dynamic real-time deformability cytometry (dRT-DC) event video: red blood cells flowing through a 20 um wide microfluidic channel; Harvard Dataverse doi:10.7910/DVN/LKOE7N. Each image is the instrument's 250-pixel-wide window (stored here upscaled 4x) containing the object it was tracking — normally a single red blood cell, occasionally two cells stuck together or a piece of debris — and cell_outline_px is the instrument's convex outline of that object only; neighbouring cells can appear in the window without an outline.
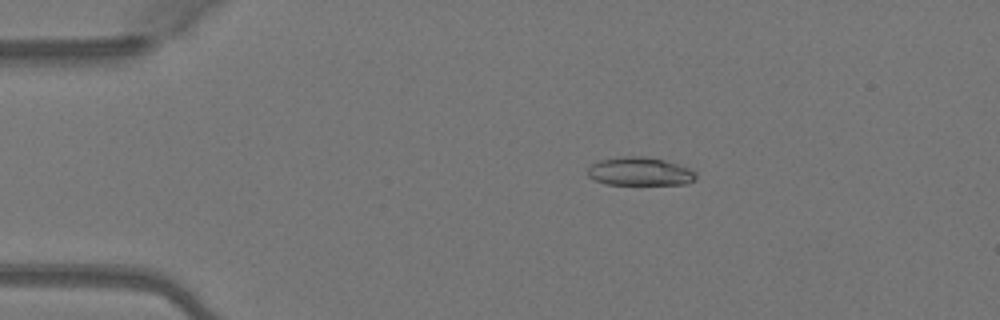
{"species": "Egyptian fruit bat (a non-hibernating species)", "species_latin": "Rousettus aegyptiacus", "temperature_condition": "warm", "stored_images_in_passage": 45, "camera_frame_rate_fps": 3000, "um_per_image_px": 0.085, "animal": {"sex": "female"}, "frame": {"image": 1, "passage_image": 5, "time_ms": 1.333, "image_size_px": [1000, 320], "cell_outline_px": [[696, 180], [688, 184], [608, 184], [596, 180], [588, 176], [588, 168], [592, 164], [600, 160], [624, 156], [644, 156], [664, 160], [692, 168], [696, 172]], "centroid_in_image_um": [54.45, 14.57], "position_along_channel_um": 30.6, "area_um2": 17.92}}
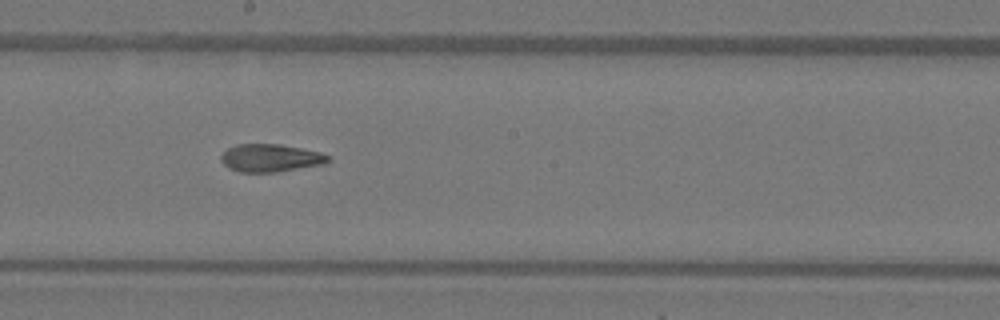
{"frame": {"image": 2, "passage_image": 23, "time_ms": 7.333, "image_size_px": [1000, 320], "cell_outline_px": [[332, 160], [324, 164], [276, 172], [240, 172], [228, 168], [220, 160], [220, 156], [228, 148], [236, 144], [280, 144], [320, 152], [328, 156]], "centroid_in_image_um": [22.98, 13.43], "position_along_channel_um": 225.2, "area_um2": 17.34}}
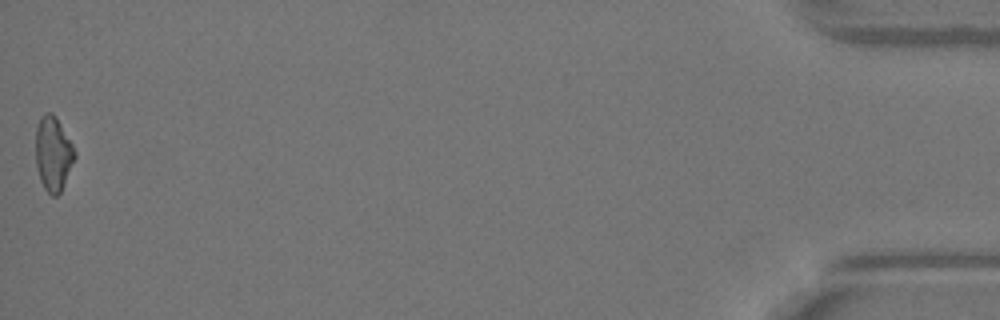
{"frame": {"image": 3, "passage_image": 45, "time_ms": 14.667, "image_size_px": [1000, 320], "cell_outline_px": [[76, 156], [60, 192], [56, 196], [52, 196], [44, 188], [40, 180], [36, 164], [36, 128], [40, 116], [44, 112], [52, 112], [56, 116], [72, 144], [76, 152]], "centroid_in_image_um": [4.51, 13.03], "position_along_channel_um": 430.7, "area_um2": 16.88}, "authors_computed_cell_mechanics": {"area_um2": 17.4556, "velocity_mm_per_s": 4.1231, "shape_relaxation_time_tau1_ms": 7.8413, "shape_relaxation_time_tau2_ms": 10.2969, "deformation_change_tau1": 0.24, "deformation_change_tau2": 0.1697}}